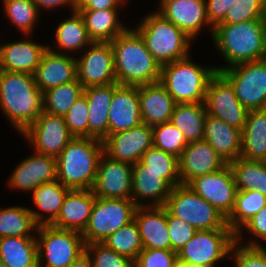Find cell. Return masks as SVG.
<instances>
[{"mask_svg": "<svg viewBox=\"0 0 266 267\" xmlns=\"http://www.w3.org/2000/svg\"><path fill=\"white\" fill-rule=\"evenodd\" d=\"M211 38L213 46L226 63V66H215L217 72L238 64L266 59V19L217 24Z\"/></svg>", "mask_w": 266, "mask_h": 267, "instance_id": "obj_1", "label": "cell"}, {"mask_svg": "<svg viewBox=\"0 0 266 267\" xmlns=\"http://www.w3.org/2000/svg\"><path fill=\"white\" fill-rule=\"evenodd\" d=\"M0 111L21 134L43 112V92L32 74L0 70Z\"/></svg>", "mask_w": 266, "mask_h": 267, "instance_id": "obj_2", "label": "cell"}, {"mask_svg": "<svg viewBox=\"0 0 266 267\" xmlns=\"http://www.w3.org/2000/svg\"><path fill=\"white\" fill-rule=\"evenodd\" d=\"M115 77L119 85L139 86L160 80L161 66L147 50L135 28H128L110 42Z\"/></svg>", "mask_w": 266, "mask_h": 267, "instance_id": "obj_3", "label": "cell"}, {"mask_svg": "<svg viewBox=\"0 0 266 267\" xmlns=\"http://www.w3.org/2000/svg\"><path fill=\"white\" fill-rule=\"evenodd\" d=\"M103 153V141L73 137L56 158L57 180L70 190L92 189Z\"/></svg>", "mask_w": 266, "mask_h": 267, "instance_id": "obj_4", "label": "cell"}, {"mask_svg": "<svg viewBox=\"0 0 266 267\" xmlns=\"http://www.w3.org/2000/svg\"><path fill=\"white\" fill-rule=\"evenodd\" d=\"M134 28L160 66L190 55L194 40L156 10L146 14Z\"/></svg>", "mask_w": 266, "mask_h": 267, "instance_id": "obj_5", "label": "cell"}, {"mask_svg": "<svg viewBox=\"0 0 266 267\" xmlns=\"http://www.w3.org/2000/svg\"><path fill=\"white\" fill-rule=\"evenodd\" d=\"M191 55L161 66L159 82L176 103H204L210 79L217 73L215 66L193 62Z\"/></svg>", "mask_w": 266, "mask_h": 267, "instance_id": "obj_6", "label": "cell"}, {"mask_svg": "<svg viewBox=\"0 0 266 267\" xmlns=\"http://www.w3.org/2000/svg\"><path fill=\"white\" fill-rule=\"evenodd\" d=\"M164 207L197 230L230 229L227 218L186 184L172 188Z\"/></svg>", "mask_w": 266, "mask_h": 267, "instance_id": "obj_7", "label": "cell"}, {"mask_svg": "<svg viewBox=\"0 0 266 267\" xmlns=\"http://www.w3.org/2000/svg\"><path fill=\"white\" fill-rule=\"evenodd\" d=\"M36 240L38 267H68L85 252L82 233L53 225L38 226Z\"/></svg>", "mask_w": 266, "mask_h": 267, "instance_id": "obj_8", "label": "cell"}, {"mask_svg": "<svg viewBox=\"0 0 266 267\" xmlns=\"http://www.w3.org/2000/svg\"><path fill=\"white\" fill-rule=\"evenodd\" d=\"M236 234L231 229L198 230L177 252L179 263L217 267L230 258Z\"/></svg>", "mask_w": 266, "mask_h": 267, "instance_id": "obj_9", "label": "cell"}, {"mask_svg": "<svg viewBox=\"0 0 266 267\" xmlns=\"http://www.w3.org/2000/svg\"><path fill=\"white\" fill-rule=\"evenodd\" d=\"M137 205L132 199L97 198L82 233L85 244L103 243L111 234L134 220Z\"/></svg>", "mask_w": 266, "mask_h": 267, "instance_id": "obj_10", "label": "cell"}, {"mask_svg": "<svg viewBox=\"0 0 266 267\" xmlns=\"http://www.w3.org/2000/svg\"><path fill=\"white\" fill-rule=\"evenodd\" d=\"M220 73L234 87L238 101L248 111L266 109V59L238 64Z\"/></svg>", "mask_w": 266, "mask_h": 267, "instance_id": "obj_11", "label": "cell"}, {"mask_svg": "<svg viewBox=\"0 0 266 267\" xmlns=\"http://www.w3.org/2000/svg\"><path fill=\"white\" fill-rule=\"evenodd\" d=\"M32 151L57 158L74 137L62 116L43 112L21 134Z\"/></svg>", "mask_w": 266, "mask_h": 267, "instance_id": "obj_12", "label": "cell"}, {"mask_svg": "<svg viewBox=\"0 0 266 267\" xmlns=\"http://www.w3.org/2000/svg\"><path fill=\"white\" fill-rule=\"evenodd\" d=\"M204 103L207 114L243 130L249 111L238 101L234 87L220 72L210 79Z\"/></svg>", "mask_w": 266, "mask_h": 267, "instance_id": "obj_13", "label": "cell"}, {"mask_svg": "<svg viewBox=\"0 0 266 267\" xmlns=\"http://www.w3.org/2000/svg\"><path fill=\"white\" fill-rule=\"evenodd\" d=\"M186 185L214 206L226 218L232 213L237 188L234 174L229 164L214 173L196 176Z\"/></svg>", "mask_w": 266, "mask_h": 267, "instance_id": "obj_14", "label": "cell"}, {"mask_svg": "<svg viewBox=\"0 0 266 267\" xmlns=\"http://www.w3.org/2000/svg\"><path fill=\"white\" fill-rule=\"evenodd\" d=\"M77 57V80L84 89L117 83L110 43L93 42Z\"/></svg>", "mask_w": 266, "mask_h": 267, "instance_id": "obj_15", "label": "cell"}, {"mask_svg": "<svg viewBox=\"0 0 266 267\" xmlns=\"http://www.w3.org/2000/svg\"><path fill=\"white\" fill-rule=\"evenodd\" d=\"M158 6V13L193 40H197L205 28L212 37L214 27L208 21L205 0H160Z\"/></svg>", "mask_w": 266, "mask_h": 267, "instance_id": "obj_16", "label": "cell"}, {"mask_svg": "<svg viewBox=\"0 0 266 267\" xmlns=\"http://www.w3.org/2000/svg\"><path fill=\"white\" fill-rule=\"evenodd\" d=\"M104 153L110 158L134 165L153 146L152 126L146 123L110 134L104 141Z\"/></svg>", "mask_w": 266, "mask_h": 267, "instance_id": "obj_17", "label": "cell"}, {"mask_svg": "<svg viewBox=\"0 0 266 267\" xmlns=\"http://www.w3.org/2000/svg\"><path fill=\"white\" fill-rule=\"evenodd\" d=\"M133 166L102 154L92 191L97 198L131 199Z\"/></svg>", "mask_w": 266, "mask_h": 267, "instance_id": "obj_18", "label": "cell"}, {"mask_svg": "<svg viewBox=\"0 0 266 267\" xmlns=\"http://www.w3.org/2000/svg\"><path fill=\"white\" fill-rule=\"evenodd\" d=\"M8 177L7 185L11 190L31 194L39 185L57 180L56 158L33 151L14 167Z\"/></svg>", "mask_w": 266, "mask_h": 267, "instance_id": "obj_19", "label": "cell"}, {"mask_svg": "<svg viewBox=\"0 0 266 267\" xmlns=\"http://www.w3.org/2000/svg\"><path fill=\"white\" fill-rule=\"evenodd\" d=\"M225 160L206 140L188 143L178 158L181 184H187L196 176L211 174L225 167Z\"/></svg>", "mask_w": 266, "mask_h": 267, "instance_id": "obj_20", "label": "cell"}, {"mask_svg": "<svg viewBox=\"0 0 266 267\" xmlns=\"http://www.w3.org/2000/svg\"><path fill=\"white\" fill-rule=\"evenodd\" d=\"M141 123L138 86L114 83V94L108 114V136Z\"/></svg>", "mask_w": 266, "mask_h": 267, "instance_id": "obj_21", "label": "cell"}, {"mask_svg": "<svg viewBox=\"0 0 266 267\" xmlns=\"http://www.w3.org/2000/svg\"><path fill=\"white\" fill-rule=\"evenodd\" d=\"M41 92L77 80L76 56L56 53L46 49L33 73Z\"/></svg>", "mask_w": 266, "mask_h": 267, "instance_id": "obj_22", "label": "cell"}, {"mask_svg": "<svg viewBox=\"0 0 266 267\" xmlns=\"http://www.w3.org/2000/svg\"><path fill=\"white\" fill-rule=\"evenodd\" d=\"M23 37L14 42L0 41V70L33 75L47 45L32 40V35Z\"/></svg>", "mask_w": 266, "mask_h": 267, "instance_id": "obj_23", "label": "cell"}, {"mask_svg": "<svg viewBox=\"0 0 266 267\" xmlns=\"http://www.w3.org/2000/svg\"><path fill=\"white\" fill-rule=\"evenodd\" d=\"M134 220L143 248L171 250L167 210L164 206H137Z\"/></svg>", "mask_w": 266, "mask_h": 267, "instance_id": "obj_24", "label": "cell"}, {"mask_svg": "<svg viewBox=\"0 0 266 267\" xmlns=\"http://www.w3.org/2000/svg\"><path fill=\"white\" fill-rule=\"evenodd\" d=\"M171 190L163 174L147 171L141 161L133 165L131 199L137 206H164Z\"/></svg>", "mask_w": 266, "mask_h": 267, "instance_id": "obj_25", "label": "cell"}, {"mask_svg": "<svg viewBox=\"0 0 266 267\" xmlns=\"http://www.w3.org/2000/svg\"><path fill=\"white\" fill-rule=\"evenodd\" d=\"M142 123L154 126L170 122L176 102L158 81L138 86Z\"/></svg>", "mask_w": 266, "mask_h": 267, "instance_id": "obj_26", "label": "cell"}, {"mask_svg": "<svg viewBox=\"0 0 266 267\" xmlns=\"http://www.w3.org/2000/svg\"><path fill=\"white\" fill-rule=\"evenodd\" d=\"M95 199L92 189L70 190L59 215L51 225L83 233L89 223Z\"/></svg>", "mask_w": 266, "mask_h": 267, "instance_id": "obj_27", "label": "cell"}, {"mask_svg": "<svg viewBox=\"0 0 266 267\" xmlns=\"http://www.w3.org/2000/svg\"><path fill=\"white\" fill-rule=\"evenodd\" d=\"M204 140L227 164L241 157L242 131L209 114L205 121Z\"/></svg>", "mask_w": 266, "mask_h": 267, "instance_id": "obj_28", "label": "cell"}, {"mask_svg": "<svg viewBox=\"0 0 266 267\" xmlns=\"http://www.w3.org/2000/svg\"><path fill=\"white\" fill-rule=\"evenodd\" d=\"M65 17L55 30L54 47L47 44V48L61 54H81L93 43L87 32L84 19L79 11H72ZM76 53V54H75Z\"/></svg>", "mask_w": 266, "mask_h": 267, "instance_id": "obj_29", "label": "cell"}, {"mask_svg": "<svg viewBox=\"0 0 266 267\" xmlns=\"http://www.w3.org/2000/svg\"><path fill=\"white\" fill-rule=\"evenodd\" d=\"M70 189L60 181L43 183L32 192V201L38 209L28 208L38 226L51 225L60 213L66 194Z\"/></svg>", "mask_w": 266, "mask_h": 267, "instance_id": "obj_30", "label": "cell"}, {"mask_svg": "<svg viewBox=\"0 0 266 267\" xmlns=\"http://www.w3.org/2000/svg\"><path fill=\"white\" fill-rule=\"evenodd\" d=\"M88 116V137L104 141L108 137V114L114 94V84L91 86L84 89Z\"/></svg>", "mask_w": 266, "mask_h": 267, "instance_id": "obj_31", "label": "cell"}, {"mask_svg": "<svg viewBox=\"0 0 266 267\" xmlns=\"http://www.w3.org/2000/svg\"><path fill=\"white\" fill-rule=\"evenodd\" d=\"M119 10L121 9L79 10L93 42L110 43L128 28L123 20H119Z\"/></svg>", "mask_w": 266, "mask_h": 267, "instance_id": "obj_32", "label": "cell"}, {"mask_svg": "<svg viewBox=\"0 0 266 267\" xmlns=\"http://www.w3.org/2000/svg\"><path fill=\"white\" fill-rule=\"evenodd\" d=\"M241 158L266 162V109L248 112L242 130Z\"/></svg>", "mask_w": 266, "mask_h": 267, "instance_id": "obj_33", "label": "cell"}, {"mask_svg": "<svg viewBox=\"0 0 266 267\" xmlns=\"http://www.w3.org/2000/svg\"><path fill=\"white\" fill-rule=\"evenodd\" d=\"M0 261L8 267H38L36 236L0 238Z\"/></svg>", "mask_w": 266, "mask_h": 267, "instance_id": "obj_34", "label": "cell"}, {"mask_svg": "<svg viewBox=\"0 0 266 267\" xmlns=\"http://www.w3.org/2000/svg\"><path fill=\"white\" fill-rule=\"evenodd\" d=\"M207 116L205 103H176L170 122L184 135L188 143L204 139Z\"/></svg>", "mask_w": 266, "mask_h": 267, "instance_id": "obj_35", "label": "cell"}, {"mask_svg": "<svg viewBox=\"0 0 266 267\" xmlns=\"http://www.w3.org/2000/svg\"><path fill=\"white\" fill-rule=\"evenodd\" d=\"M38 225L28 207L13 205L0 207V238L9 236H36Z\"/></svg>", "mask_w": 266, "mask_h": 267, "instance_id": "obj_36", "label": "cell"}, {"mask_svg": "<svg viewBox=\"0 0 266 267\" xmlns=\"http://www.w3.org/2000/svg\"><path fill=\"white\" fill-rule=\"evenodd\" d=\"M237 190H255L266 196V162L241 157L229 163Z\"/></svg>", "mask_w": 266, "mask_h": 267, "instance_id": "obj_37", "label": "cell"}, {"mask_svg": "<svg viewBox=\"0 0 266 267\" xmlns=\"http://www.w3.org/2000/svg\"><path fill=\"white\" fill-rule=\"evenodd\" d=\"M265 205L266 196L262 193L255 190H237L234 209L227 218V225L237 234Z\"/></svg>", "mask_w": 266, "mask_h": 267, "instance_id": "obj_38", "label": "cell"}, {"mask_svg": "<svg viewBox=\"0 0 266 267\" xmlns=\"http://www.w3.org/2000/svg\"><path fill=\"white\" fill-rule=\"evenodd\" d=\"M4 16L22 35H34L41 13L32 0H2Z\"/></svg>", "mask_w": 266, "mask_h": 267, "instance_id": "obj_39", "label": "cell"}, {"mask_svg": "<svg viewBox=\"0 0 266 267\" xmlns=\"http://www.w3.org/2000/svg\"><path fill=\"white\" fill-rule=\"evenodd\" d=\"M83 92L84 87L78 80L46 90L43 92L44 112L63 117Z\"/></svg>", "mask_w": 266, "mask_h": 267, "instance_id": "obj_40", "label": "cell"}, {"mask_svg": "<svg viewBox=\"0 0 266 267\" xmlns=\"http://www.w3.org/2000/svg\"><path fill=\"white\" fill-rule=\"evenodd\" d=\"M147 171L163 174V179L173 188L181 184L178 158L154 146L146 150L140 160Z\"/></svg>", "mask_w": 266, "mask_h": 267, "instance_id": "obj_41", "label": "cell"}, {"mask_svg": "<svg viewBox=\"0 0 266 267\" xmlns=\"http://www.w3.org/2000/svg\"><path fill=\"white\" fill-rule=\"evenodd\" d=\"M103 243L118 254L129 257L133 261L137 259L144 249L135 220L119 228L106 238Z\"/></svg>", "mask_w": 266, "mask_h": 267, "instance_id": "obj_42", "label": "cell"}, {"mask_svg": "<svg viewBox=\"0 0 266 267\" xmlns=\"http://www.w3.org/2000/svg\"><path fill=\"white\" fill-rule=\"evenodd\" d=\"M153 146L177 158L187 147L183 133L171 122L152 126Z\"/></svg>", "mask_w": 266, "mask_h": 267, "instance_id": "obj_43", "label": "cell"}, {"mask_svg": "<svg viewBox=\"0 0 266 267\" xmlns=\"http://www.w3.org/2000/svg\"><path fill=\"white\" fill-rule=\"evenodd\" d=\"M85 252L92 260L93 267H134V261L118 254L104 243L85 244Z\"/></svg>", "mask_w": 266, "mask_h": 267, "instance_id": "obj_44", "label": "cell"}, {"mask_svg": "<svg viewBox=\"0 0 266 267\" xmlns=\"http://www.w3.org/2000/svg\"><path fill=\"white\" fill-rule=\"evenodd\" d=\"M256 19H266L261 0H236L219 24H237Z\"/></svg>", "mask_w": 266, "mask_h": 267, "instance_id": "obj_45", "label": "cell"}, {"mask_svg": "<svg viewBox=\"0 0 266 267\" xmlns=\"http://www.w3.org/2000/svg\"><path fill=\"white\" fill-rule=\"evenodd\" d=\"M89 107L83 93L63 116L69 132L74 137H88Z\"/></svg>", "mask_w": 266, "mask_h": 267, "instance_id": "obj_46", "label": "cell"}, {"mask_svg": "<svg viewBox=\"0 0 266 267\" xmlns=\"http://www.w3.org/2000/svg\"><path fill=\"white\" fill-rule=\"evenodd\" d=\"M230 259L234 267H266V247H250L235 241Z\"/></svg>", "mask_w": 266, "mask_h": 267, "instance_id": "obj_47", "label": "cell"}, {"mask_svg": "<svg viewBox=\"0 0 266 267\" xmlns=\"http://www.w3.org/2000/svg\"><path fill=\"white\" fill-rule=\"evenodd\" d=\"M245 231H247L249 235L251 234L252 238L247 239V243L246 241L243 242ZM261 240L266 241V205L258 213H256L236 234V241L238 243L250 247H264L265 245Z\"/></svg>", "mask_w": 266, "mask_h": 267, "instance_id": "obj_48", "label": "cell"}, {"mask_svg": "<svg viewBox=\"0 0 266 267\" xmlns=\"http://www.w3.org/2000/svg\"><path fill=\"white\" fill-rule=\"evenodd\" d=\"M167 226L171 241V250L178 252L198 231L194 226L172 216L167 211Z\"/></svg>", "mask_w": 266, "mask_h": 267, "instance_id": "obj_49", "label": "cell"}, {"mask_svg": "<svg viewBox=\"0 0 266 267\" xmlns=\"http://www.w3.org/2000/svg\"><path fill=\"white\" fill-rule=\"evenodd\" d=\"M176 262L177 253L172 250L144 248L134 261V267H173Z\"/></svg>", "mask_w": 266, "mask_h": 267, "instance_id": "obj_50", "label": "cell"}, {"mask_svg": "<svg viewBox=\"0 0 266 267\" xmlns=\"http://www.w3.org/2000/svg\"><path fill=\"white\" fill-rule=\"evenodd\" d=\"M234 1L236 0H205L207 18L213 27L225 18Z\"/></svg>", "mask_w": 266, "mask_h": 267, "instance_id": "obj_51", "label": "cell"}, {"mask_svg": "<svg viewBox=\"0 0 266 267\" xmlns=\"http://www.w3.org/2000/svg\"><path fill=\"white\" fill-rule=\"evenodd\" d=\"M125 5L126 4L122 0H89V2L82 9H122L125 7Z\"/></svg>", "mask_w": 266, "mask_h": 267, "instance_id": "obj_52", "label": "cell"}, {"mask_svg": "<svg viewBox=\"0 0 266 267\" xmlns=\"http://www.w3.org/2000/svg\"><path fill=\"white\" fill-rule=\"evenodd\" d=\"M34 4L37 6V9L40 13H42V10L46 9L49 12L51 10H57L56 8H61L63 6L70 7L69 9L71 12L73 11V6L71 0H32Z\"/></svg>", "mask_w": 266, "mask_h": 267, "instance_id": "obj_53", "label": "cell"}, {"mask_svg": "<svg viewBox=\"0 0 266 267\" xmlns=\"http://www.w3.org/2000/svg\"><path fill=\"white\" fill-rule=\"evenodd\" d=\"M68 267H93L91 258L86 252H83L74 262Z\"/></svg>", "mask_w": 266, "mask_h": 267, "instance_id": "obj_54", "label": "cell"}, {"mask_svg": "<svg viewBox=\"0 0 266 267\" xmlns=\"http://www.w3.org/2000/svg\"><path fill=\"white\" fill-rule=\"evenodd\" d=\"M71 2L73 11H79L89 2V0H71Z\"/></svg>", "mask_w": 266, "mask_h": 267, "instance_id": "obj_55", "label": "cell"}, {"mask_svg": "<svg viewBox=\"0 0 266 267\" xmlns=\"http://www.w3.org/2000/svg\"><path fill=\"white\" fill-rule=\"evenodd\" d=\"M184 265V267H207V266H200L197 264H186V263H182Z\"/></svg>", "mask_w": 266, "mask_h": 267, "instance_id": "obj_56", "label": "cell"}, {"mask_svg": "<svg viewBox=\"0 0 266 267\" xmlns=\"http://www.w3.org/2000/svg\"><path fill=\"white\" fill-rule=\"evenodd\" d=\"M262 1V8H263V11L265 13V17H266V0H261Z\"/></svg>", "mask_w": 266, "mask_h": 267, "instance_id": "obj_57", "label": "cell"}, {"mask_svg": "<svg viewBox=\"0 0 266 267\" xmlns=\"http://www.w3.org/2000/svg\"><path fill=\"white\" fill-rule=\"evenodd\" d=\"M173 267H184V265L177 261Z\"/></svg>", "mask_w": 266, "mask_h": 267, "instance_id": "obj_58", "label": "cell"}, {"mask_svg": "<svg viewBox=\"0 0 266 267\" xmlns=\"http://www.w3.org/2000/svg\"><path fill=\"white\" fill-rule=\"evenodd\" d=\"M0 267H8V266L4 264L2 261H0Z\"/></svg>", "mask_w": 266, "mask_h": 267, "instance_id": "obj_59", "label": "cell"}, {"mask_svg": "<svg viewBox=\"0 0 266 267\" xmlns=\"http://www.w3.org/2000/svg\"><path fill=\"white\" fill-rule=\"evenodd\" d=\"M122 1H123L125 4H126V3H129V2H128L129 0H122Z\"/></svg>", "mask_w": 266, "mask_h": 267, "instance_id": "obj_60", "label": "cell"}]
</instances>
